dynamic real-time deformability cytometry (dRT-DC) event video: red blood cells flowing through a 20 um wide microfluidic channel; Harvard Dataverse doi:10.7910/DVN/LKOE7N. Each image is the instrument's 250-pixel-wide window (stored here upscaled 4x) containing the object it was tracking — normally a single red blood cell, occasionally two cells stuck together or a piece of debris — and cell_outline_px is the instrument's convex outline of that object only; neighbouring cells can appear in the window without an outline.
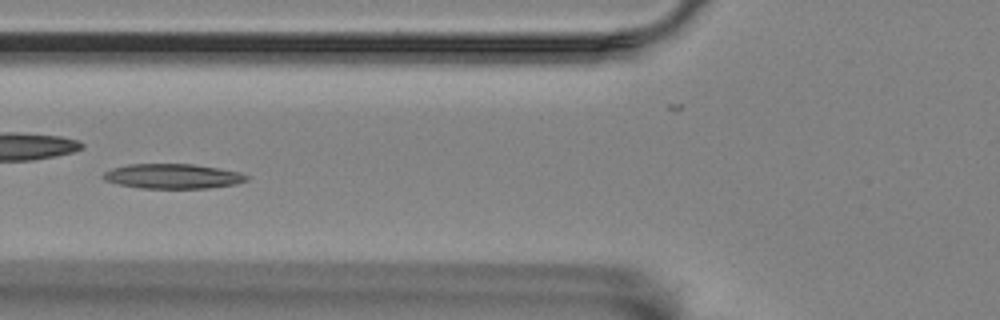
{"species": "Egyptian fruit bat (a non-hibernating species)", "species_latin": "Rousettus aegyptiacus", "temperature_condition": "room temperature", "stored_images_in_passage": 34, "camera_frame_rate_fps": 3000, "um_per_image_px": 0.085, "animal": {"sex": "female"}, "frame": {"image": 1, "passage_image": 10, "time_ms": 3.0, "image_size_px": [1000, 320], "cell_outline_px": [[252, 176], [248, 180], [236, 184], [208, 188], [140, 188], [120, 184], [104, 180], [100, 176], [104, 172], [112, 168], [128, 164], [192, 164], [240, 172]], "centroid_in_image_um": [14.69, 14.98], "position_along_channel_um": 111.1, "area_um2": 20.75}, "authors_computed_cell_mechanics": {"area_um2": 20.5479, "velocity_mm_per_s": 3.4803, "shape_relaxation_time_tau1_ms": 5.2209, "shape_relaxation_time_tau2_ms": 11.1848, "deformation_change_tau1": 0.1276, "deformation_change_tau2": 0.2103}}